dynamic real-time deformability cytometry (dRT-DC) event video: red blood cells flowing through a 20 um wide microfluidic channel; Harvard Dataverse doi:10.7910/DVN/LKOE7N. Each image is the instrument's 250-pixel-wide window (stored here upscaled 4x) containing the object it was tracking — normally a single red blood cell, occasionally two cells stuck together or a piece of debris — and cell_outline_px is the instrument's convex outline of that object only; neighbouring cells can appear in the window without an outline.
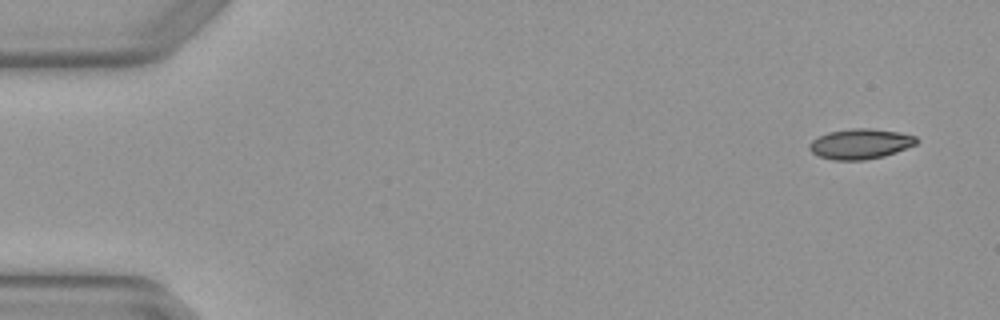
{"species": "Egyptian fruit bat (a non-hibernating species)", "species_latin": "Rousettus aegyptiacus", "temperature_condition": "warm", "stored_images_in_passage": 4, "camera_frame_rate_fps": 3000, "um_per_image_px": 0.085, "animal": {"sex": "female"}, "frame": {"image": 1, "passage_image": 1, "time_ms": 0.0, "image_size_px": [1000, 320], "cell_outline_px": [[920, 140], [916, 144], [896, 152], [884, 156], [864, 160], [832, 160], [816, 156], [808, 148], [808, 144], [812, 140], [828, 132], [852, 128], [868, 128], [900, 132], [916, 136]], "centroid_in_image_um": [73.12, 12.23], "position_along_channel_um": 11.9, "area_um2": 19.02}}
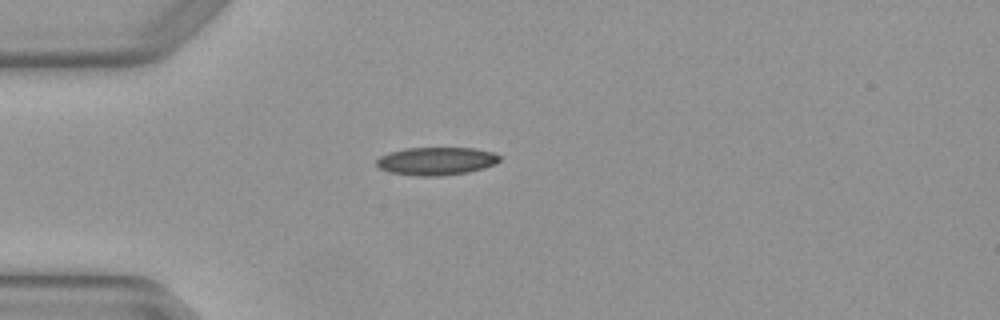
{"frame": {"image": 2, "passage_image": 4, "time_ms": 1.0, "image_size_px": [1000, 320], "cell_outline_px": [[500, 160], [496, 164], [484, 168], [468, 172], [440, 176], [416, 176], [388, 172], [380, 168], [376, 164], [376, 160], [380, 156], [388, 152], [408, 148], [476, 148], [492, 152], [500, 156]], "centroid_in_image_um": [37.08, 13.69], "position_along_channel_um": 47.9, "area_um2": 20.17}}